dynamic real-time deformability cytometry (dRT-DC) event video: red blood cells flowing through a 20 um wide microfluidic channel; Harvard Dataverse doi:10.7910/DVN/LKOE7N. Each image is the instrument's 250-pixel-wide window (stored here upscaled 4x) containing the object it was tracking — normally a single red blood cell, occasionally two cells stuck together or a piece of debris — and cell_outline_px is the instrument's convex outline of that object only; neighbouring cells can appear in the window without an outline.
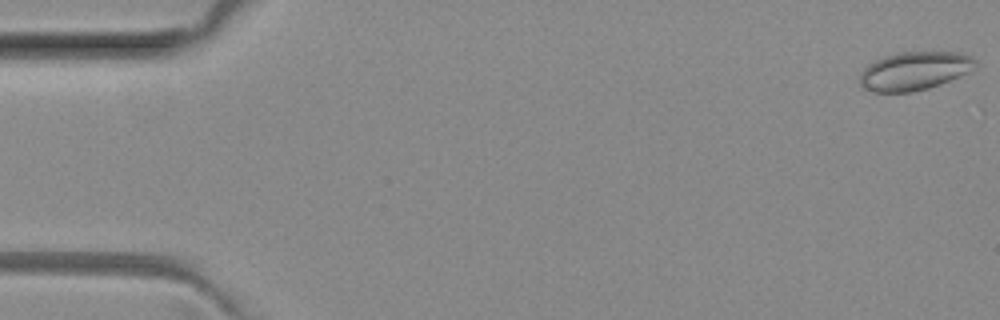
{"species": "common noctule bat (a hibernating species)", "species_latin": "Nyctalus noctula", "temperature_condition": "room temperature", "stored_images_in_passage": 19, "camera_frame_rate_fps": 3000, "um_per_image_px": 0.085, "animal": {"sex": "female", "body_mass_g": 29.2, "forearm_length_mm": 56.3}, "frame": {"image": 1, "passage_image": 1, "time_ms": 0.0, "image_size_px": [1000, 320], "cell_outline_px": [[976, 64], [968, 72], [940, 84], [928, 88], [912, 92], [876, 92], [860, 88], [860, 76], [864, 68], [868, 64], [884, 56], [900, 52], [956, 52], [972, 56], [976, 60]], "centroid_in_image_um": [77.7, 6.03], "position_along_channel_um": 7.3, "area_um2": 25.78}}
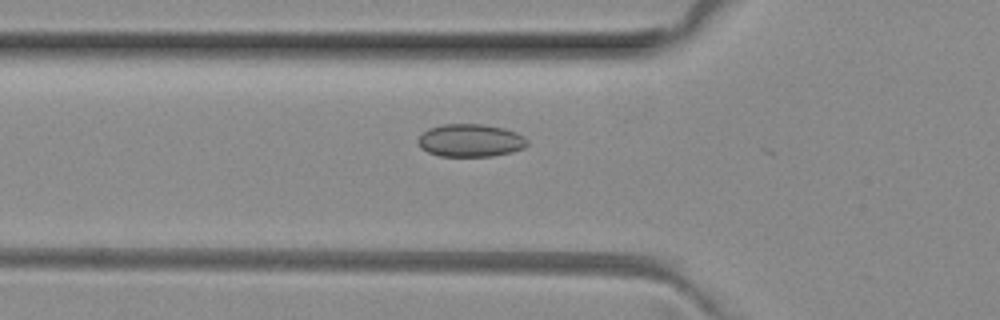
{"frame": {"image": 2, "passage_image": 18, "time_ms": 5.667, "image_size_px": [1000, 320], "cell_outline_px": [[528, 144], [524, 148], [512, 152], [492, 156], [440, 156], [428, 152], [420, 148], [420, 136], [428, 128], [444, 124], [484, 124], [504, 128], [516, 132], [524, 136], [528, 140]], "centroid_in_image_um": [40.03, 11.93], "position_along_channel_um": 85.8, "area_um2": 20.87}}